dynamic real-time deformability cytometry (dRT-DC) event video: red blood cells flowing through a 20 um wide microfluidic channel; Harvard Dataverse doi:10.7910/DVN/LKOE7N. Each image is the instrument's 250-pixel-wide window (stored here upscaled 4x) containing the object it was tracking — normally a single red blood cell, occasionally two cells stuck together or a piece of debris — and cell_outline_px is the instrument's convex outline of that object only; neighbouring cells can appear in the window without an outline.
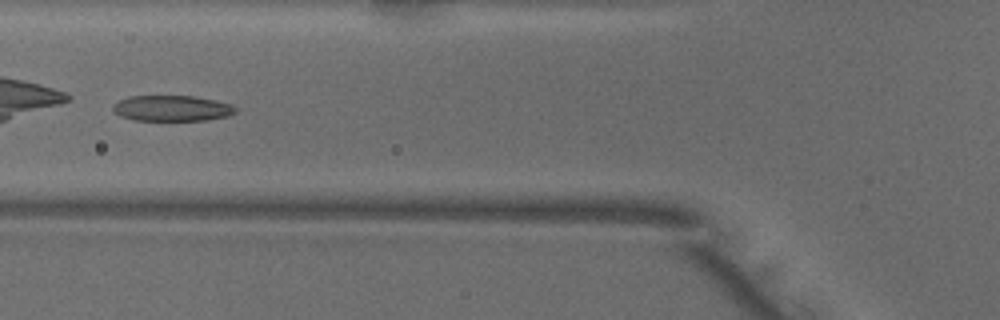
{"species": "common noctule bat (a hibernating species)", "species_latin": "Nyctalus noctula", "temperature_condition": "warm", "stored_images_in_passage": 35, "camera_frame_rate_fps": 3000, "um_per_image_px": 0.085, "animal": {"sex": "male", "body_mass_g": 18.8}, "frame": {"image": 1, "passage_image": 6, "time_ms": 1.667, "image_size_px": [1000, 320], "cell_outline_px": [[236, 112], [228, 116], [208, 120], [136, 120], [120, 116], [112, 108], [120, 100], [128, 96], [192, 96], [216, 100], [232, 104], [236, 108]], "centroid_in_image_um": [14.66, 9.2], "position_along_channel_um": 111.1, "area_um2": 18.26}, "authors_computed_cell_mechanics": {"area_um2": 19.1318, "velocity_mm_per_s": 4.0534, "shape_relaxation_time_tau1_ms": null, "shape_relaxation_time_tau2_ms": 1.8779, "deformation_change_tau1": null, "deformation_change_tau2": 0.0928}}